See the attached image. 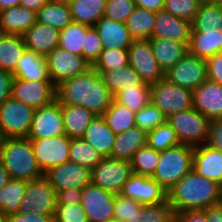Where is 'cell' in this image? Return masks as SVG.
Segmentation results:
<instances>
[{"label":"cell","instance_id":"obj_1","mask_svg":"<svg viewBox=\"0 0 222 222\" xmlns=\"http://www.w3.org/2000/svg\"><path fill=\"white\" fill-rule=\"evenodd\" d=\"M56 99L61 105L82 106L95 115H103L111 106L113 96L101 74L91 67L57 85Z\"/></svg>","mask_w":222,"mask_h":222},{"label":"cell","instance_id":"obj_2","mask_svg":"<svg viewBox=\"0 0 222 222\" xmlns=\"http://www.w3.org/2000/svg\"><path fill=\"white\" fill-rule=\"evenodd\" d=\"M168 202L174 214L205 210L222 203V186L192 169L168 192Z\"/></svg>","mask_w":222,"mask_h":222},{"label":"cell","instance_id":"obj_3","mask_svg":"<svg viewBox=\"0 0 222 222\" xmlns=\"http://www.w3.org/2000/svg\"><path fill=\"white\" fill-rule=\"evenodd\" d=\"M0 159L11 178L29 182L44 176L27 137L5 138Z\"/></svg>","mask_w":222,"mask_h":222},{"label":"cell","instance_id":"obj_4","mask_svg":"<svg viewBox=\"0 0 222 222\" xmlns=\"http://www.w3.org/2000/svg\"><path fill=\"white\" fill-rule=\"evenodd\" d=\"M194 147L180 144L160 152L153 178L167 193L193 168Z\"/></svg>","mask_w":222,"mask_h":222},{"label":"cell","instance_id":"obj_5","mask_svg":"<svg viewBox=\"0 0 222 222\" xmlns=\"http://www.w3.org/2000/svg\"><path fill=\"white\" fill-rule=\"evenodd\" d=\"M167 121L180 144L197 147L207 143L210 120L194 107L169 116Z\"/></svg>","mask_w":222,"mask_h":222},{"label":"cell","instance_id":"obj_6","mask_svg":"<svg viewBox=\"0 0 222 222\" xmlns=\"http://www.w3.org/2000/svg\"><path fill=\"white\" fill-rule=\"evenodd\" d=\"M56 207L57 192L50 185L49 180L42 176L27 182L18 212L21 214L30 212L35 215L55 216Z\"/></svg>","mask_w":222,"mask_h":222},{"label":"cell","instance_id":"obj_7","mask_svg":"<svg viewBox=\"0 0 222 222\" xmlns=\"http://www.w3.org/2000/svg\"><path fill=\"white\" fill-rule=\"evenodd\" d=\"M151 103L169 116L193 108L192 91L163 78L150 84Z\"/></svg>","mask_w":222,"mask_h":222},{"label":"cell","instance_id":"obj_8","mask_svg":"<svg viewBox=\"0 0 222 222\" xmlns=\"http://www.w3.org/2000/svg\"><path fill=\"white\" fill-rule=\"evenodd\" d=\"M35 109L17 99L9 98L0 105V129L5 138L27 137Z\"/></svg>","mask_w":222,"mask_h":222},{"label":"cell","instance_id":"obj_9","mask_svg":"<svg viewBox=\"0 0 222 222\" xmlns=\"http://www.w3.org/2000/svg\"><path fill=\"white\" fill-rule=\"evenodd\" d=\"M132 174L128 160L103 157L102 161L91 170V182L107 192L118 195Z\"/></svg>","mask_w":222,"mask_h":222},{"label":"cell","instance_id":"obj_10","mask_svg":"<svg viewBox=\"0 0 222 222\" xmlns=\"http://www.w3.org/2000/svg\"><path fill=\"white\" fill-rule=\"evenodd\" d=\"M49 78L57 86L62 81L82 75L92 65L82 56L75 55L59 46L46 57Z\"/></svg>","mask_w":222,"mask_h":222},{"label":"cell","instance_id":"obj_11","mask_svg":"<svg viewBox=\"0 0 222 222\" xmlns=\"http://www.w3.org/2000/svg\"><path fill=\"white\" fill-rule=\"evenodd\" d=\"M29 140L31 141L37 164L43 173H46L50 168L69 161L71 138L67 135Z\"/></svg>","mask_w":222,"mask_h":222},{"label":"cell","instance_id":"obj_12","mask_svg":"<svg viewBox=\"0 0 222 222\" xmlns=\"http://www.w3.org/2000/svg\"><path fill=\"white\" fill-rule=\"evenodd\" d=\"M165 79L193 91L207 80L206 60L187 52L182 59L165 72Z\"/></svg>","mask_w":222,"mask_h":222},{"label":"cell","instance_id":"obj_13","mask_svg":"<svg viewBox=\"0 0 222 222\" xmlns=\"http://www.w3.org/2000/svg\"><path fill=\"white\" fill-rule=\"evenodd\" d=\"M80 204L88 222H107L114 218L115 194L92 182L83 188Z\"/></svg>","mask_w":222,"mask_h":222},{"label":"cell","instance_id":"obj_14","mask_svg":"<svg viewBox=\"0 0 222 222\" xmlns=\"http://www.w3.org/2000/svg\"><path fill=\"white\" fill-rule=\"evenodd\" d=\"M127 51L129 65L140 75L143 82L153 84L165 78L149 40H134Z\"/></svg>","mask_w":222,"mask_h":222},{"label":"cell","instance_id":"obj_15","mask_svg":"<svg viewBox=\"0 0 222 222\" xmlns=\"http://www.w3.org/2000/svg\"><path fill=\"white\" fill-rule=\"evenodd\" d=\"M11 97L39 109L56 100V85L51 80L25 81L14 78Z\"/></svg>","mask_w":222,"mask_h":222},{"label":"cell","instance_id":"obj_16","mask_svg":"<svg viewBox=\"0 0 222 222\" xmlns=\"http://www.w3.org/2000/svg\"><path fill=\"white\" fill-rule=\"evenodd\" d=\"M65 135L61 104L56 99L49 105L35 109L28 139L53 138Z\"/></svg>","mask_w":222,"mask_h":222},{"label":"cell","instance_id":"obj_17","mask_svg":"<svg viewBox=\"0 0 222 222\" xmlns=\"http://www.w3.org/2000/svg\"><path fill=\"white\" fill-rule=\"evenodd\" d=\"M143 205L168 202L167 191L153 178L132 173L120 193Z\"/></svg>","mask_w":222,"mask_h":222},{"label":"cell","instance_id":"obj_18","mask_svg":"<svg viewBox=\"0 0 222 222\" xmlns=\"http://www.w3.org/2000/svg\"><path fill=\"white\" fill-rule=\"evenodd\" d=\"M44 176L56 192L70 187L84 188L91 183V170L71 161L50 168Z\"/></svg>","mask_w":222,"mask_h":222},{"label":"cell","instance_id":"obj_19","mask_svg":"<svg viewBox=\"0 0 222 222\" xmlns=\"http://www.w3.org/2000/svg\"><path fill=\"white\" fill-rule=\"evenodd\" d=\"M192 31V23L173 16L164 9L157 12L155 25L150 38L170 39L189 46Z\"/></svg>","mask_w":222,"mask_h":222},{"label":"cell","instance_id":"obj_20","mask_svg":"<svg viewBox=\"0 0 222 222\" xmlns=\"http://www.w3.org/2000/svg\"><path fill=\"white\" fill-rule=\"evenodd\" d=\"M193 107L209 120L222 118V85L204 81L192 91Z\"/></svg>","mask_w":222,"mask_h":222},{"label":"cell","instance_id":"obj_21","mask_svg":"<svg viewBox=\"0 0 222 222\" xmlns=\"http://www.w3.org/2000/svg\"><path fill=\"white\" fill-rule=\"evenodd\" d=\"M193 170L222 186V152L208 144L194 147Z\"/></svg>","mask_w":222,"mask_h":222},{"label":"cell","instance_id":"obj_22","mask_svg":"<svg viewBox=\"0 0 222 222\" xmlns=\"http://www.w3.org/2000/svg\"><path fill=\"white\" fill-rule=\"evenodd\" d=\"M59 35L58 29L36 22L22 37L27 50L46 57L59 46Z\"/></svg>","mask_w":222,"mask_h":222},{"label":"cell","instance_id":"obj_23","mask_svg":"<svg viewBox=\"0 0 222 222\" xmlns=\"http://www.w3.org/2000/svg\"><path fill=\"white\" fill-rule=\"evenodd\" d=\"M94 27L98 32L103 48L128 49L134 41L123 22L103 16Z\"/></svg>","mask_w":222,"mask_h":222},{"label":"cell","instance_id":"obj_24","mask_svg":"<svg viewBox=\"0 0 222 222\" xmlns=\"http://www.w3.org/2000/svg\"><path fill=\"white\" fill-rule=\"evenodd\" d=\"M37 13L20 5L0 12V33L23 35L37 22Z\"/></svg>","mask_w":222,"mask_h":222},{"label":"cell","instance_id":"obj_25","mask_svg":"<svg viewBox=\"0 0 222 222\" xmlns=\"http://www.w3.org/2000/svg\"><path fill=\"white\" fill-rule=\"evenodd\" d=\"M103 157L111 156L116 134L109 128L102 115H96L82 137Z\"/></svg>","mask_w":222,"mask_h":222},{"label":"cell","instance_id":"obj_26","mask_svg":"<svg viewBox=\"0 0 222 222\" xmlns=\"http://www.w3.org/2000/svg\"><path fill=\"white\" fill-rule=\"evenodd\" d=\"M148 40L150 41L152 52L159 67L164 73L172 68L188 52V47L181 42L163 38H149Z\"/></svg>","mask_w":222,"mask_h":222},{"label":"cell","instance_id":"obj_27","mask_svg":"<svg viewBox=\"0 0 222 222\" xmlns=\"http://www.w3.org/2000/svg\"><path fill=\"white\" fill-rule=\"evenodd\" d=\"M147 144V133L134 126L116 135L112 158L131 161L134 153Z\"/></svg>","mask_w":222,"mask_h":222},{"label":"cell","instance_id":"obj_28","mask_svg":"<svg viewBox=\"0 0 222 222\" xmlns=\"http://www.w3.org/2000/svg\"><path fill=\"white\" fill-rule=\"evenodd\" d=\"M221 51L222 29L191 32L188 52L192 55L207 60L209 57Z\"/></svg>","mask_w":222,"mask_h":222},{"label":"cell","instance_id":"obj_29","mask_svg":"<svg viewBox=\"0 0 222 222\" xmlns=\"http://www.w3.org/2000/svg\"><path fill=\"white\" fill-rule=\"evenodd\" d=\"M65 135L69 138H82L91 121L96 116L82 106L61 105Z\"/></svg>","mask_w":222,"mask_h":222},{"label":"cell","instance_id":"obj_30","mask_svg":"<svg viewBox=\"0 0 222 222\" xmlns=\"http://www.w3.org/2000/svg\"><path fill=\"white\" fill-rule=\"evenodd\" d=\"M13 76L25 81L51 80L45 57L27 49L17 63Z\"/></svg>","mask_w":222,"mask_h":222},{"label":"cell","instance_id":"obj_31","mask_svg":"<svg viewBox=\"0 0 222 222\" xmlns=\"http://www.w3.org/2000/svg\"><path fill=\"white\" fill-rule=\"evenodd\" d=\"M25 50L22 35L0 33V69L13 73Z\"/></svg>","mask_w":222,"mask_h":222},{"label":"cell","instance_id":"obj_32","mask_svg":"<svg viewBox=\"0 0 222 222\" xmlns=\"http://www.w3.org/2000/svg\"><path fill=\"white\" fill-rule=\"evenodd\" d=\"M97 72L103 77L113 97L126 88L137 87L143 83L140 75L129 64L116 70Z\"/></svg>","mask_w":222,"mask_h":222},{"label":"cell","instance_id":"obj_33","mask_svg":"<svg viewBox=\"0 0 222 222\" xmlns=\"http://www.w3.org/2000/svg\"><path fill=\"white\" fill-rule=\"evenodd\" d=\"M107 0H74L69 4L73 22L95 26L105 13Z\"/></svg>","mask_w":222,"mask_h":222},{"label":"cell","instance_id":"obj_34","mask_svg":"<svg viewBox=\"0 0 222 222\" xmlns=\"http://www.w3.org/2000/svg\"><path fill=\"white\" fill-rule=\"evenodd\" d=\"M37 22L59 31L73 22L69 4L49 0L37 12Z\"/></svg>","mask_w":222,"mask_h":222},{"label":"cell","instance_id":"obj_35","mask_svg":"<svg viewBox=\"0 0 222 222\" xmlns=\"http://www.w3.org/2000/svg\"><path fill=\"white\" fill-rule=\"evenodd\" d=\"M214 29H222V5L214 0H206L200 4L191 32Z\"/></svg>","mask_w":222,"mask_h":222},{"label":"cell","instance_id":"obj_36","mask_svg":"<svg viewBox=\"0 0 222 222\" xmlns=\"http://www.w3.org/2000/svg\"><path fill=\"white\" fill-rule=\"evenodd\" d=\"M156 13L136 6L125 22L134 40H148L153 32Z\"/></svg>","mask_w":222,"mask_h":222},{"label":"cell","instance_id":"obj_37","mask_svg":"<svg viewBox=\"0 0 222 222\" xmlns=\"http://www.w3.org/2000/svg\"><path fill=\"white\" fill-rule=\"evenodd\" d=\"M102 116L109 128L116 135L136 126L135 113L114 99L112 100L111 106Z\"/></svg>","mask_w":222,"mask_h":222},{"label":"cell","instance_id":"obj_38","mask_svg":"<svg viewBox=\"0 0 222 222\" xmlns=\"http://www.w3.org/2000/svg\"><path fill=\"white\" fill-rule=\"evenodd\" d=\"M26 187V181L11 178L0 189V211L4 215L18 212Z\"/></svg>","mask_w":222,"mask_h":222},{"label":"cell","instance_id":"obj_39","mask_svg":"<svg viewBox=\"0 0 222 222\" xmlns=\"http://www.w3.org/2000/svg\"><path fill=\"white\" fill-rule=\"evenodd\" d=\"M102 159L103 156L83 138L71 139L69 161L83 165L92 170Z\"/></svg>","mask_w":222,"mask_h":222},{"label":"cell","instance_id":"obj_40","mask_svg":"<svg viewBox=\"0 0 222 222\" xmlns=\"http://www.w3.org/2000/svg\"><path fill=\"white\" fill-rule=\"evenodd\" d=\"M113 99L137 113L151 102L150 84L143 82L137 87L126 88L115 95Z\"/></svg>","mask_w":222,"mask_h":222},{"label":"cell","instance_id":"obj_41","mask_svg":"<svg viewBox=\"0 0 222 222\" xmlns=\"http://www.w3.org/2000/svg\"><path fill=\"white\" fill-rule=\"evenodd\" d=\"M90 26L72 22L60 31L59 47L75 55L82 56L85 32Z\"/></svg>","mask_w":222,"mask_h":222},{"label":"cell","instance_id":"obj_42","mask_svg":"<svg viewBox=\"0 0 222 222\" xmlns=\"http://www.w3.org/2000/svg\"><path fill=\"white\" fill-rule=\"evenodd\" d=\"M159 160L160 152L150 148L146 144L134 153L130 161L132 173L151 178Z\"/></svg>","mask_w":222,"mask_h":222},{"label":"cell","instance_id":"obj_43","mask_svg":"<svg viewBox=\"0 0 222 222\" xmlns=\"http://www.w3.org/2000/svg\"><path fill=\"white\" fill-rule=\"evenodd\" d=\"M147 145L159 152L180 145L175 130L166 121L147 133Z\"/></svg>","mask_w":222,"mask_h":222},{"label":"cell","instance_id":"obj_44","mask_svg":"<svg viewBox=\"0 0 222 222\" xmlns=\"http://www.w3.org/2000/svg\"><path fill=\"white\" fill-rule=\"evenodd\" d=\"M133 222H175V214L169 202L143 205L133 217Z\"/></svg>","mask_w":222,"mask_h":222},{"label":"cell","instance_id":"obj_45","mask_svg":"<svg viewBox=\"0 0 222 222\" xmlns=\"http://www.w3.org/2000/svg\"><path fill=\"white\" fill-rule=\"evenodd\" d=\"M128 49L104 48L92 67L96 71L116 70L129 64Z\"/></svg>","mask_w":222,"mask_h":222},{"label":"cell","instance_id":"obj_46","mask_svg":"<svg viewBox=\"0 0 222 222\" xmlns=\"http://www.w3.org/2000/svg\"><path fill=\"white\" fill-rule=\"evenodd\" d=\"M166 121L167 118L163 112L151 102L135 113L136 126L146 133L152 131Z\"/></svg>","mask_w":222,"mask_h":222},{"label":"cell","instance_id":"obj_47","mask_svg":"<svg viewBox=\"0 0 222 222\" xmlns=\"http://www.w3.org/2000/svg\"><path fill=\"white\" fill-rule=\"evenodd\" d=\"M202 2L203 0H165L164 10L192 23Z\"/></svg>","mask_w":222,"mask_h":222},{"label":"cell","instance_id":"obj_48","mask_svg":"<svg viewBox=\"0 0 222 222\" xmlns=\"http://www.w3.org/2000/svg\"><path fill=\"white\" fill-rule=\"evenodd\" d=\"M135 7L134 0H107L104 17L125 23Z\"/></svg>","mask_w":222,"mask_h":222},{"label":"cell","instance_id":"obj_49","mask_svg":"<svg viewBox=\"0 0 222 222\" xmlns=\"http://www.w3.org/2000/svg\"><path fill=\"white\" fill-rule=\"evenodd\" d=\"M143 204L136 200L122 196L115 195V211L114 218L120 222H133V217L137 214Z\"/></svg>","mask_w":222,"mask_h":222},{"label":"cell","instance_id":"obj_50","mask_svg":"<svg viewBox=\"0 0 222 222\" xmlns=\"http://www.w3.org/2000/svg\"><path fill=\"white\" fill-rule=\"evenodd\" d=\"M103 46L94 26H90L85 32V42L82 47V57H84L91 65L100 56Z\"/></svg>","mask_w":222,"mask_h":222},{"label":"cell","instance_id":"obj_51","mask_svg":"<svg viewBox=\"0 0 222 222\" xmlns=\"http://www.w3.org/2000/svg\"><path fill=\"white\" fill-rule=\"evenodd\" d=\"M55 222H88L87 216L81 204L57 205Z\"/></svg>","mask_w":222,"mask_h":222},{"label":"cell","instance_id":"obj_52","mask_svg":"<svg viewBox=\"0 0 222 222\" xmlns=\"http://www.w3.org/2000/svg\"><path fill=\"white\" fill-rule=\"evenodd\" d=\"M207 80L222 85V53H216L206 60Z\"/></svg>","mask_w":222,"mask_h":222},{"label":"cell","instance_id":"obj_53","mask_svg":"<svg viewBox=\"0 0 222 222\" xmlns=\"http://www.w3.org/2000/svg\"><path fill=\"white\" fill-rule=\"evenodd\" d=\"M206 144L222 152V118L210 120Z\"/></svg>","mask_w":222,"mask_h":222},{"label":"cell","instance_id":"obj_54","mask_svg":"<svg viewBox=\"0 0 222 222\" xmlns=\"http://www.w3.org/2000/svg\"><path fill=\"white\" fill-rule=\"evenodd\" d=\"M83 188H68L57 192V205H74L81 203Z\"/></svg>","mask_w":222,"mask_h":222},{"label":"cell","instance_id":"obj_55","mask_svg":"<svg viewBox=\"0 0 222 222\" xmlns=\"http://www.w3.org/2000/svg\"><path fill=\"white\" fill-rule=\"evenodd\" d=\"M13 73L0 69V105L12 95Z\"/></svg>","mask_w":222,"mask_h":222},{"label":"cell","instance_id":"obj_56","mask_svg":"<svg viewBox=\"0 0 222 222\" xmlns=\"http://www.w3.org/2000/svg\"><path fill=\"white\" fill-rule=\"evenodd\" d=\"M8 222H55L54 216H45L41 214H21L19 212L6 215Z\"/></svg>","mask_w":222,"mask_h":222},{"label":"cell","instance_id":"obj_57","mask_svg":"<svg viewBox=\"0 0 222 222\" xmlns=\"http://www.w3.org/2000/svg\"><path fill=\"white\" fill-rule=\"evenodd\" d=\"M175 222H209L205 210H187L175 214Z\"/></svg>","mask_w":222,"mask_h":222},{"label":"cell","instance_id":"obj_58","mask_svg":"<svg viewBox=\"0 0 222 222\" xmlns=\"http://www.w3.org/2000/svg\"><path fill=\"white\" fill-rule=\"evenodd\" d=\"M136 6L145 8L152 12H159L164 9L165 0H134Z\"/></svg>","mask_w":222,"mask_h":222},{"label":"cell","instance_id":"obj_59","mask_svg":"<svg viewBox=\"0 0 222 222\" xmlns=\"http://www.w3.org/2000/svg\"><path fill=\"white\" fill-rule=\"evenodd\" d=\"M209 222H222V203L206 209Z\"/></svg>","mask_w":222,"mask_h":222},{"label":"cell","instance_id":"obj_60","mask_svg":"<svg viewBox=\"0 0 222 222\" xmlns=\"http://www.w3.org/2000/svg\"><path fill=\"white\" fill-rule=\"evenodd\" d=\"M48 1L49 0H20V6L33 10L37 13Z\"/></svg>","mask_w":222,"mask_h":222},{"label":"cell","instance_id":"obj_61","mask_svg":"<svg viewBox=\"0 0 222 222\" xmlns=\"http://www.w3.org/2000/svg\"><path fill=\"white\" fill-rule=\"evenodd\" d=\"M10 179V174L7 172L0 159V189L5 186L10 181Z\"/></svg>","mask_w":222,"mask_h":222},{"label":"cell","instance_id":"obj_62","mask_svg":"<svg viewBox=\"0 0 222 222\" xmlns=\"http://www.w3.org/2000/svg\"><path fill=\"white\" fill-rule=\"evenodd\" d=\"M18 5H20V0H0V12Z\"/></svg>","mask_w":222,"mask_h":222},{"label":"cell","instance_id":"obj_63","mask_svg":"<svg viewBox=\"0 0 222 222\" xmlns=\"http://www.w3.org/2000/svg\"><path fill=\"white\" fill-rule=\"evenodd\" d=\"M4 140H5V137L0 129V149L2 148L3 146V143H4Z\"/></svg>","mask_w":222,"mask_h":222},{"label":"cell","instance_id":"obj_64","mask_svg":"<svg viewBox=\"0 0 222 222\" xmlns=\"http://www.w3.org/2000/svg\"><path fill=\"white\" fill-rule=\"evenodd\" d=\"M0 222H8L6 215L0 211Z\"/></svg>","mask_w":222,"mask_h":222},{"label":"cell","instance_id":"obj_65","mask_svg":"<svg viewBox=\"0 0 222 222\" xmlns=\"http://www.w3.org/2000/svg\"><path fill=\"white\" fill-rule=\"evenodd\" d=\"M54 1L61 2V3H64V4H70L74 0H54Z\"/></svg>","mask_w":222,"mask_h":222},{"label":"cell","instance_id":"obj_66","mask_svg":"<svg viewBox=\"0 0 222 222\" xmlns=\"http://www.w3.org/2000/svg\"><path fill=\"white\" fill-rule=\"evenodd\" d=\"M107 222H120L117 218H112V219H110L109 221H107Z\"/></svg>","mask_w":222,"mask_h":222},{"label":"cell","instance_id":"obj_67","mask_svg":"<svg viewBox=\"0 0 222 222\" xmlns=\"http://www.w3.org/2000/svg\"><path fill=\"white\" fill-rule=\"evenodd\" d=\"M216 3L221 4L222 5V0H214Z\"/></svg>","mask_w":222,"mask_h":222}]
</instances>
